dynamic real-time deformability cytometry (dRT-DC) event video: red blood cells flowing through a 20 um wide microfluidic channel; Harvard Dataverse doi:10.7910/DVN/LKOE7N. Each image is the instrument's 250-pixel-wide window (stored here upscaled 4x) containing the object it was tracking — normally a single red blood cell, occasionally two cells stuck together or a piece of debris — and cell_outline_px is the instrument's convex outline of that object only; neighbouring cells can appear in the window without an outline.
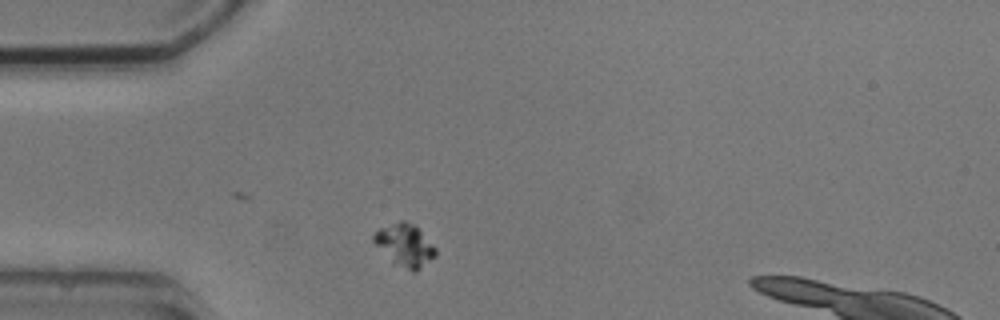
{"species": "common noctule bat (a hibernating species)", "species_latin": "Nyctalus noctula", "temperature_condition": "cold", "stored_images_in_passage": 4, "camera_frame_rate_fps": 3000, "um_per_image_px": 0.085, "animal": {"sex": "male", "body_mass_g": 20.5, "forearm_length_mm": 52.5}, "frame": {"image": 1, "passage_image": 1, "time_ms": 0.0, "image_size_px": [1000, 320], "cell_outline_px": [[436, 256], [416, 272], [412, 272], [392, 264], [372, 240], [372, 236], [380, 228], [400, 220], [404, 220], [412, 224], [436, 248]], "centroid_in_image_um": [34.39, 20.89], "position_along_channel_um": 50.6, "area_um2": 15.26}}